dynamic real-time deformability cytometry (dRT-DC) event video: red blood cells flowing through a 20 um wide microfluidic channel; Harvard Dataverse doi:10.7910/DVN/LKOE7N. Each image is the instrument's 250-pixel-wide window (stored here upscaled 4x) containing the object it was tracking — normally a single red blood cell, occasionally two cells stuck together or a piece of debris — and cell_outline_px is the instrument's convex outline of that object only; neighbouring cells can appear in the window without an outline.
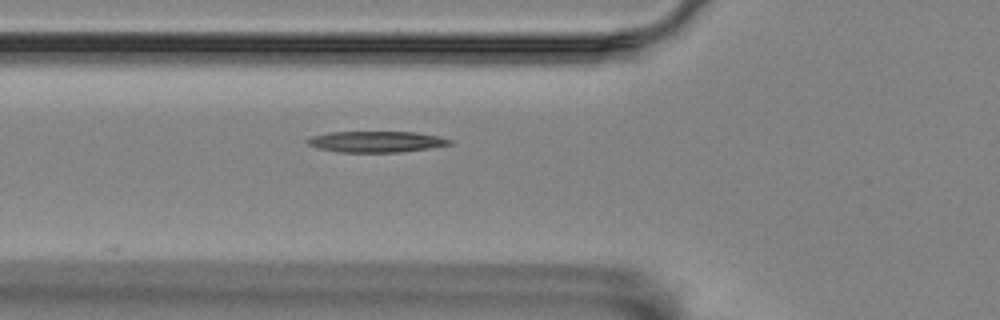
{"species": "Egyptian fruit bat (a non-hibernating species)", "species_latin": "Rousettus aegyptiacus", "temperature_condition": "room temperature", "stored_images_in_passage": 4, "camera_frame_rate_fps": 3000, "um_per_image_px": 0.085, "animal": {"sex": "female"}, "frame": {"image": 1, "passage_image": 4, "time_ms": 1.0, "image_size_px": [1000, 320], "cell_outline_px": [[452, 144], [428, 148], [400, 152], [340, 152], [316, 148], [308, 144], [304, 140], [312, 136], [328, 132], [416, 132], [440, 136], [452, 140]], "centroid_in_image_um": [31.96, 12.04], "position_along_channel_um": 93.8, "area_um2": 17.51}}